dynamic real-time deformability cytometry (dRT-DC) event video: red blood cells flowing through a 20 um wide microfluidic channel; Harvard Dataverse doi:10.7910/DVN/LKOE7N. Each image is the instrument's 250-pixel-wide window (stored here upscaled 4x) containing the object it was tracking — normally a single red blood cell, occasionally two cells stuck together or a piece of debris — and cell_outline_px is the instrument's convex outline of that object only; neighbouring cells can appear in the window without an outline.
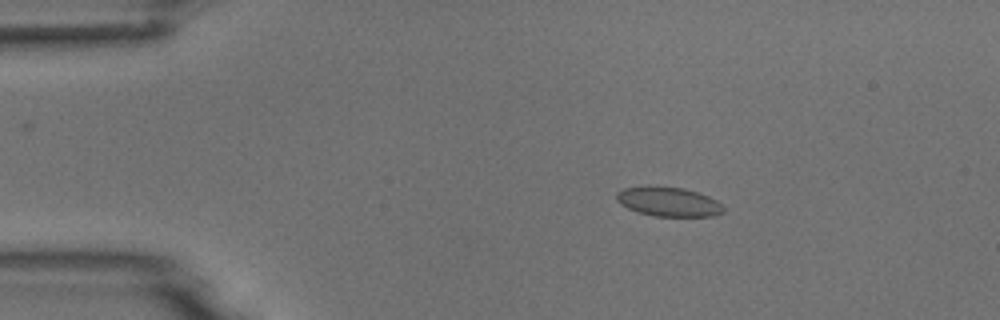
{"species": "common noctule bat (a hibernating species)", "species_latin": "Nyctalus noctula", "temperature_condition": "room temperature", "stored_images_in_passage": 6, "camera_frame_rate_fps": 3000, "um_per_image_px": 0.085, "animal": {"sex": "male", "body_mass_g": 18.8}, "frame": {"image": 1, "passage_image": 3, "time_ms": 2.333, "image_size_px": [1000, 320], "cell_outline_px": [[724, 212], [712, 216], [652, 216], [636, 212], [620, 204], [616, 200], [616, 192], [624, 188], [684, 188], [708, 196], [716, 200], [724, 208]], "centroid_in_image_um": [56.82, 17.18], "position_along_channel_um": 28.2, "area_um2": 17.8}}
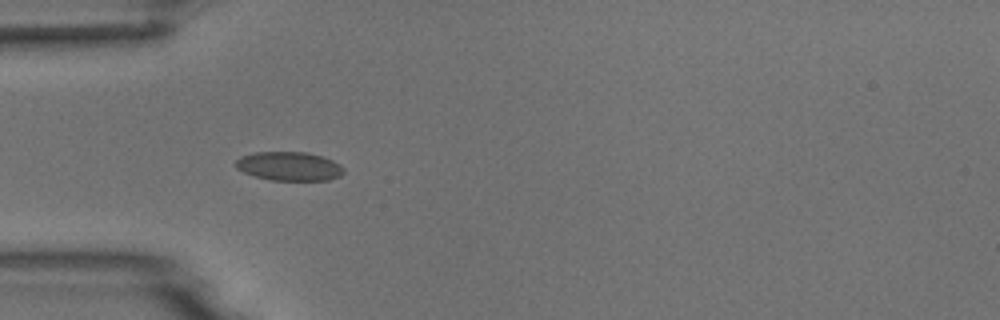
{"frame": {"image": 2, "passage_image": 5, "time_ms": 4.667, "image_size_px": [1000, 320], "cell_outline_px": [[344, 172], [340, 176], [328, 180], [272, 180], [256, 176], [244, 172], [236, 168], [236, 160], [240, 156], [252, 152], [304, 152], [320, 156], [332, 160], [340, 164], [344, 168]], "centroid_in_image_um": [24.58, 14.12], "position_along_channel_um": 60.4, "area_um2": 18.09}}